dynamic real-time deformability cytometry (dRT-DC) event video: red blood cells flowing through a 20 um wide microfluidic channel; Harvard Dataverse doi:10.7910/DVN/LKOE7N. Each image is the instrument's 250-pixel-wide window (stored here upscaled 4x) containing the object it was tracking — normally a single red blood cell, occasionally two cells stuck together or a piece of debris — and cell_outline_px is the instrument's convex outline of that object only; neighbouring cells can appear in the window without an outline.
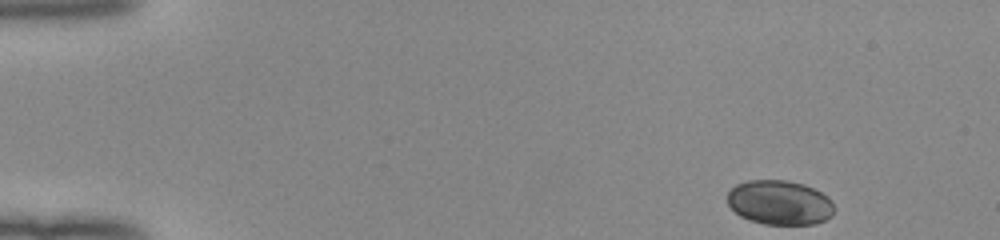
{"species": "human", "species_latin": "Homo sapiens", "temperature_condition": "room temperature", "stored_images_in_passage": 47, "camera_frame_rate_fps": 3000, "um_per_image_px": 0.085, "donor": {"sex": "female"}, "frame": {"image": 1, "passage_image": 1, "time_ms": 0.0, "image_size_px": [1000, 240], "cell_outline_px": [[832, 216], [816, 224], [764, 224], [748, 220], [740, 216], [728, 204], [728, 192], [736, 184], [748, 180], [788, 180], [804, 184], [828, 196], [832, 200]], "centroid_in_image_um": [66.26, 17.21], "position_along_channel_um": 18.7, "area_um2": 27.69}}
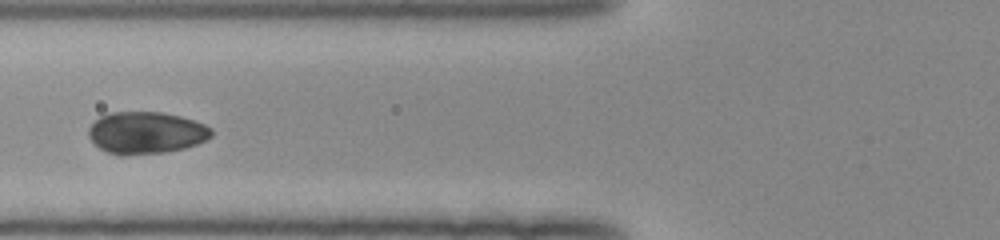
{"frame": {"image": 2, "passage_image": 17, "time_ms": 5.333, "image_size_px": [1000, 240], "cell_outline_px": [[212, 136], [196, 144], [184, 148], [164, 152], [124, 156], [120, 156], [108, 152], [100, 148], [88, 136], [88, 128], [100, 116], [108, 112], [164, 112], [180, 116], [204, 124], [212, 128]], "centroid_in_image_um": [12.4, 11.28], "position_along_channel_um": 113.4, "area_um2": 30.11}}
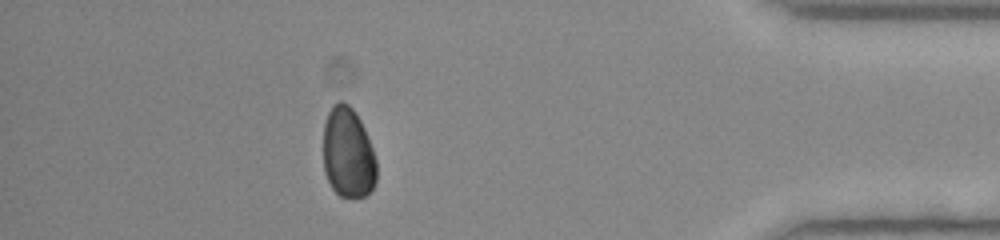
{"frame": {"image": 3, "passage_image": 42, "time_ms": 13.667, "image_size_px": [1000, 240], "cell_outline_px": [[376, 184], [364, 196], [340, 196], [332, 188], [324, 172], [324, 124], [328, 112], [332, 104], [340, 100], [344, 100], [356, 112], [364, 128], [372, 148], [376, 160]], "centroid_in_image_um": [29.57, 12.97], "position_along_channel_um": 405.6, "area_um2": 28.09}, "authors_computed_cell_mechanics": {"area_um2": 28.6688, "velocity_mm_per_s": 3.9936, "shape_relaxation_time_tau1_ms": 4.2654, "shape_relaxation_time_tau2_ms": null, "deformation_change_tau1": 0.1402, "deformation_change_tau2": null}}